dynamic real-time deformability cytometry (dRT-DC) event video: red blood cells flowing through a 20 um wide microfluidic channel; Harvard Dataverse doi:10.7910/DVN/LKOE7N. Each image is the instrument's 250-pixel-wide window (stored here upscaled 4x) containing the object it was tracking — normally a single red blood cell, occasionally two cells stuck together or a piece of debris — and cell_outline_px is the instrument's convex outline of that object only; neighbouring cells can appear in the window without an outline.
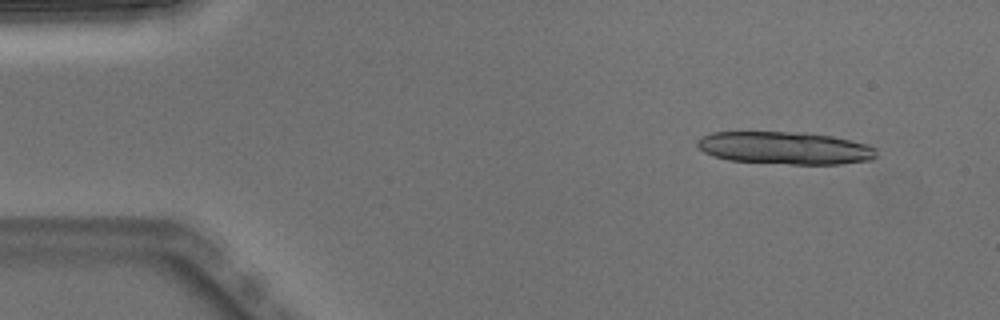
{"species": "Egyptian fruit bat (a non-hibernating species)", "species_latin": "Rousettus aegyptiacus", "temperature_condition": "warm", "stored_images_in_passage": 5, "camera_frame_rate_fps": 3000, "um_per_image_px": 0.085, "animal": {"sex": "male"}, "frame": {"image": 1, "passage_image": 2, "time_ms": 0.333, "image_size_px": [1000, 320], "cell_outline_px": [[876, 156], [872, 160], [840, 164], [792, 164], [728, 160], [704, 152], [696, 144], [696, 140], [700, 136], [712, 132], [804, 132], [832, 136], [852, 140], [868, 144], [876, 148]], "centroid_in_image_um": [66.74, 12.57], "position_along_channel_um": 18.3, "area_um2": 34.16}}
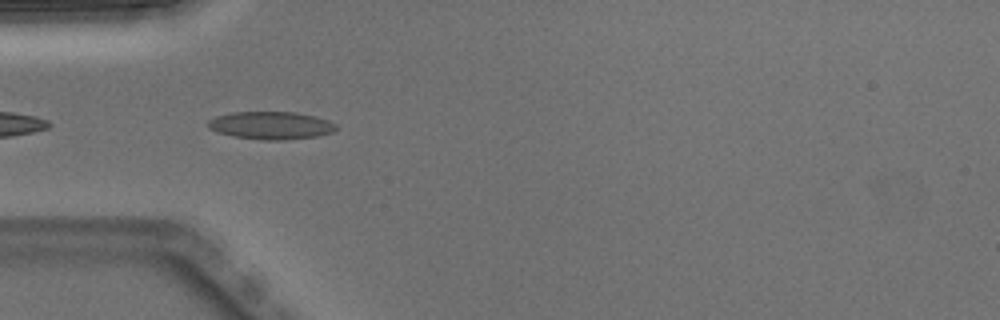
{"frame": {"image": 2, "passage_image": 5, "time_ms": 1.333, "image_size_px": [1000, 320], "cell_outline_px": [[340, 128], [332, 132], [316, 136], [280, 140], [260, 140], [232, 136], [208, 128], [208, 120], [216, 116], [232, 112], [296, 112], [316, 116], [328, 120], [336, 124]], "centroid_in_image_um": [23.06, 10.65], "position_along_channel_um": 61.9, "area_um2": 20.75}}